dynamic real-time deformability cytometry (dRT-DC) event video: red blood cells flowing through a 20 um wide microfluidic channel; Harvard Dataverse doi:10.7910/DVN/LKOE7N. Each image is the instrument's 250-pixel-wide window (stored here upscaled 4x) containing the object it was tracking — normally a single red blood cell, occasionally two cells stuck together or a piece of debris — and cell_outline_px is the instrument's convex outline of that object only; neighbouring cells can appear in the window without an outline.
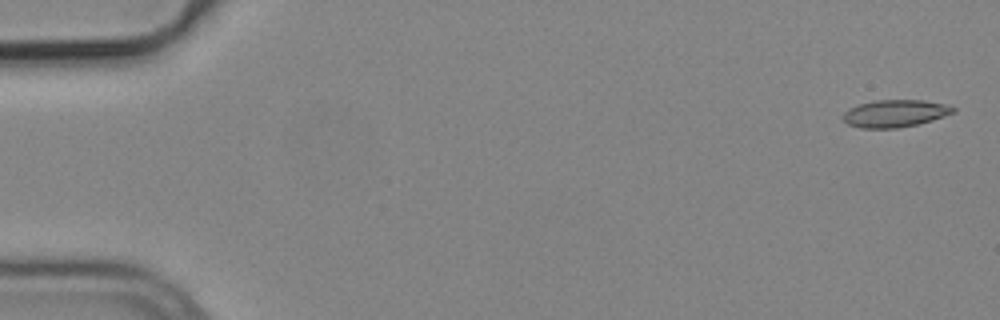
{"species": "common noctule bat (a hibernating species)", "species_latin": "Nyctalus noctula", "temperature_condition": "cold", "stored_images_in_passage": 6, "camera_frame_rate_fps": 3000, "um_per_image_px": 0.085, "animal": {"sex": "male", "body_mass_g": 19.2, "forearm_length_mm": 51.8}, "frame": {"image": 1, "passage_image": 1, "time_ms": 0.0, "image_size_px": [1000, 320], "cell_outline_px": [[956, 112], [932, 120], [916, 124], [896, 128], [860, 128], [848, 124], [844, 120], [844, 112], [848, 108], [872, 100], [924, 100], [944, 104], [956, 108]], "centroid_in_image_um": [76.07, 9.63], "position_along_channel_um": 8.9, "area_um2": 17.46}}
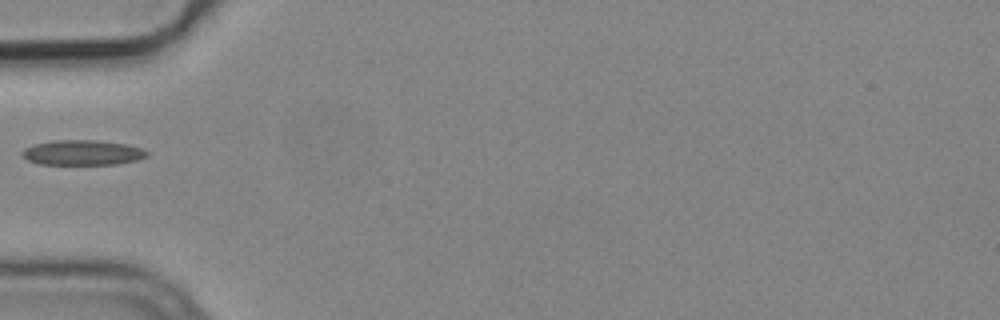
{"frame": {"image": 2, "passage_image": 5, "time_ms": 1.333, "image_size_px": [1000, 320], "cell_outline_px": [[148, 156], [136, 160], [116, 164], [40, 164], [28, 160], [20, 156], [20, 152], [24, 148], [36, 144], [52, 140], [96, 140], [128, 144], [140, 148], [148, 152]], "centroid_in_image_um": [6.98, 12.97], "position_along_channel_um": 78.0, "area_um2": 18.26}}
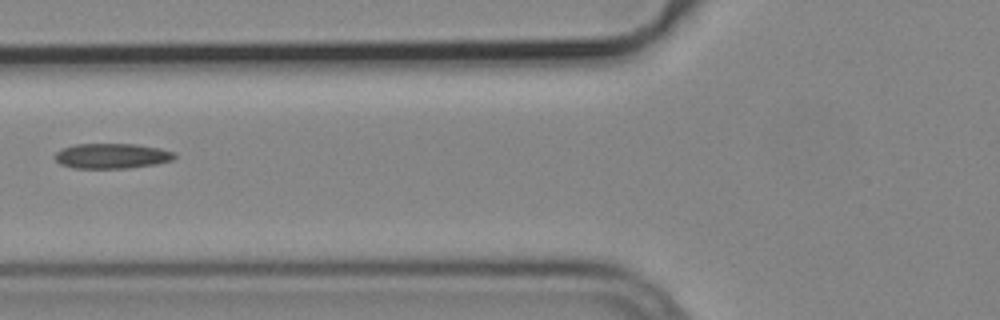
{"frame": {"image": 3, "passage_image": 6, "time_ms": 1.667, "image_size_px": [1000, 320], "cell_outline_px": [[176, 156], [172, 160], [156, 164], [128, 168], [76, 168], [60, 164], [52, 156], [56, 152], [64, 148], [76, 144], [136, 144], [160, 148], [176, 152]], "centroid_in_image_um": [9.52, 13.25], "position_along_channel_um": 116.3, "area_um2": 17.57}}